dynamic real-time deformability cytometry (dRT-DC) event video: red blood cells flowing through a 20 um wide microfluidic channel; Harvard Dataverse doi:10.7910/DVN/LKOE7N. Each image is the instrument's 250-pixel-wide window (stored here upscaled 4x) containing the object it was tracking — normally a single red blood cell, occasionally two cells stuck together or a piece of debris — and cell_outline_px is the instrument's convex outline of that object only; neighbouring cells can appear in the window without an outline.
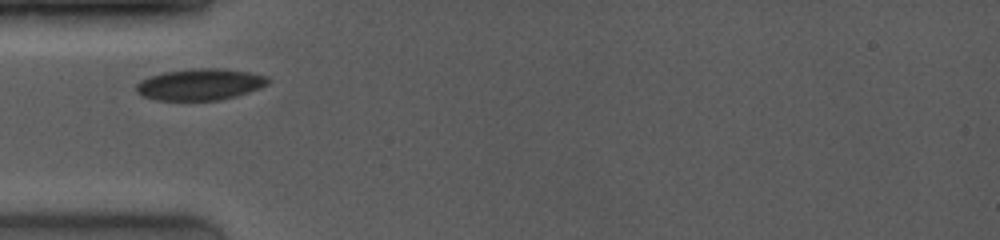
{"species": "common noctule bat (a hibernating species)", "species_latin": "Nyctalus noctula", "temperature_condition": "room temperature", "stored_images_in_passage": 18, "camera_frame_rate_fps": 4000, "um_per_image_px": 0.085, "animal": {"sex": "female", "body_mass_g": 19.0, "forearm_length_mm": 53.3}, "frame": {"image": 1, "passage_image": 1, "time_ms": 0.0, "image_size_px": [1000, 240], "cell_outline_px": [[272, 80], [268, 84], [260, 88], [236, 96], [220, 100], [156, 100], [144, 96], [136, 92], [136, 84], [140, 80], [148, 76], [164, 72], [192, 68], [220, 68], [248, 72], [268, 76]], "centroid_in_image_um": [17.01, 7.17], "position_along_channel_um": 68.0, "area_um2": 24.33}}
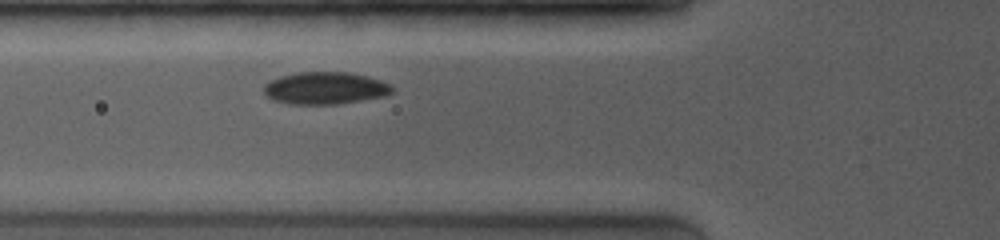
{"frame": {"image": 2, "passage_image": 5, "time_ms": 0.75, "image_size_px": [1000, 240], "cell_outline_px": [[392, 92], [384, 96], [336, 104], [288, 104], [272, 100], [264, 92], [264, 84], [280, 76], [300, 72], [348, 72], [368, 76], [392, 84]], "centroid_in_image_um": [27.63, 7.49], "position_along_channel_um": 98.2, "area_um2": 24.04}}
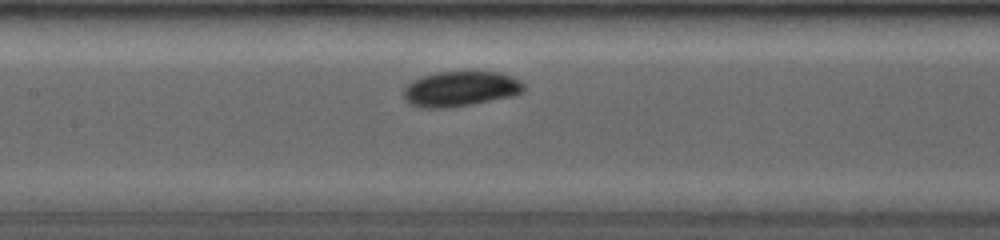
{"frame": {"image": 3, "passage_image": 14, "time_ms": 2.5, "image_size_px": [1000, 240], "cell_outline_px": [[524, 92], [516, 96], [472, 104], [448, 108], [420, 108], [408, 104], [404, 100], [404, 88], [412, 80], [420, 76], [436, 72], [500, 72], [512, 76], [520, 80], [524, 84]], "centroid_in_image_um": [39.14, 7.56], "position_along_channel_um": 168.3, "area_um2": 25.09}}